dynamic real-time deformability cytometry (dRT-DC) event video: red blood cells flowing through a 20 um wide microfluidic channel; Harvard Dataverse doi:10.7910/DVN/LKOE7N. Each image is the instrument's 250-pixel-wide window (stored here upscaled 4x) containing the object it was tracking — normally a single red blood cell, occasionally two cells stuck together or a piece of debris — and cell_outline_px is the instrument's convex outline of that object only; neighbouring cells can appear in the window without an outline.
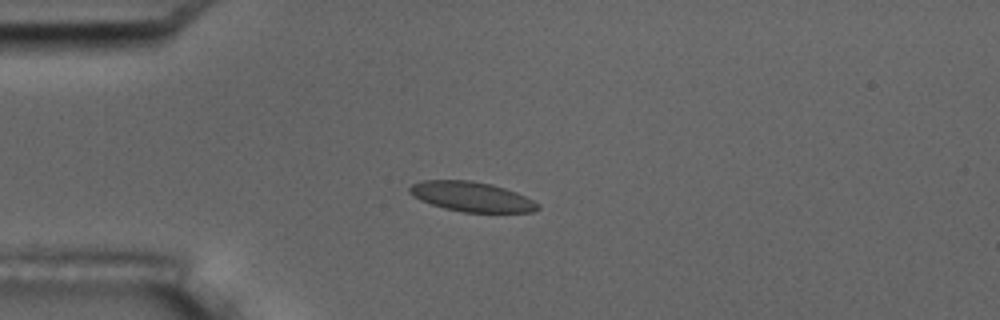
{"species": "common noctule bat (a hibernating species)", "species_latin": "Nyctalus noctula", "temperature_condition": "room temperature", "stored_images_in_passage": 4, "camera_frame_rate_fps": 3000, "um_per_image_px": 0.085, "animal": {"sex": "male", "body_mass_g": 17.5, "forearm_length_mm": 52.3}, "frame": {"image": 1, "passage_image": 3, "time_ms": 2.667, "image_size_px": [1000, 320], "cell_outline_px": [[540, 208], [532, 212], [464, 212], [444, 208], [420, 200], [408, 192], [408, 188], [412, 184], [424, 180], [472, 180], [492, 184], [516, 192], [540, 204]], "centroid_in_image_um": [40.08, 16.71], "position_along_channel_um": 44.9, "area_um2": 22.2}}